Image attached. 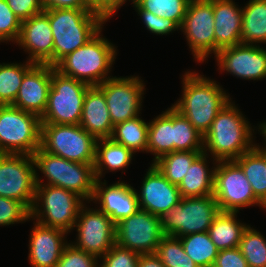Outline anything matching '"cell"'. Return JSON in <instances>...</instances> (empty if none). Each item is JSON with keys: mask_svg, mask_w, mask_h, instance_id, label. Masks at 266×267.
Here are the masks:
<instances>
[{"mask_svg": "<svg viewBox=\"0 0 266 267\" xmlns=\"http://www.w3.org/2000/svg\"><path fill=\"white\" fill-rule=\"evenodd\" d=\"M182 80V97L172 107L204 136L217 113L231 100L230 94L216 81L193 71L185 72Z\"/></svg>", "mask_w": 266, "mask_h": 267, "instance_id": "6da1fadb", "label": "cell"}, {"mask_svg": "<svg viewBox=\"0 0 266 267\" xmlns=\"http://www.w3.org/2000/svg\"><path fill=\"white\" fill-rule=\"evenodd\" d=\"M231 101L217 113L203 137V152H210L213 162L235 160L256 145L252 137L254 129Z\"/></svg>", "mask_w": 266, "mask_h": 267, "instance_id": "7a4b0ae2", "label": "cell"}, {"mask_svg": "<svg viewBox=\"0 0 266 267\" xmlns=\"http://www.w3.org/2000/svg\"><path fill=\"white\" fill-rule=\"evenodd\" d=\"M53 34V67L74 50L82 47L107 20L92 9H47Z\"/></svg>", "mask_w": 266, "mask_h": 267, "instance_id": "3957f363", "label": "cell"}, {"mask_svg": "<svg viewBox=\"0 0 266 267\" xmlns=\"http://www.w3.org/2000/svg\"><path fill=\"white\" fill-rule=\"evenodd\" d=\"M102 30L82 47L64 57L55 69L64 76L90 86H98L111 78L108 74L115 62L117 51L114 44L100 35Z\"/></svg>", "mask_w": 266, "mask_h": 267, "instance_id": "277c9868", "label": "cell"}, {"mask_svg": "<svg viewBox=\"0 0 266 267\" xmlns=\"http://www.w3.org/2000/svg\"><path fill=\"white\" fill-rule=\"evenodd\" d=\"M38 174L36 173L37 186L30 218L41 225L70 233L74 229L80 208L85 204L84 200L69 190L43 184Z\"/></svg>", "mask_w": 266, "mask_h": 267, "instance_id": "5b68a950", "label": "cell"}, {"mask_svg": "<svg viewBox=\"0 0 266 267\" xmlns=\"http://www.w3.org/2000/svg\"><path fill=\"white\" fill-rule=\"evenodd\" d=\"M33 158L36 171L39 169L48 180L45 185L61 187L91 202L97 180L94 164L72 162L45 152L41 147L34 152Z\"/></svg>", "mask_w": 266, "mask_h": 267, "instance_id": "8992f818", "label": "cell"}, {"mask_svg": "<svg viewBox=\"0 0 266 267\" xmlns=\"http://www.w3.org/2000/svg\"><path fill=\"white\" fill-rule=\"evenodd\" d=\"M41 146V118L12 105H0V154L33 156Z\"/></svg>", "mask_w": 266, "mask_h": 267, "instance_id": "52a82bcc", "label": "cell"}, {"mask_svg": "<svg viewBox=\"0 0 266 267\" xmlns=\"http://www.w3.org/2000/svg\"><path fill=\"white\" fill-rule=\"evenodd\" d=\"M90 85L62 75L51 66V88L41 123L79 125Z\"/></svg>", "mask_w": 266, "mask_h": 267, "instance_id": "ba28073f", "label": "cell"}, {"mask_svg": "<svg viewBox=\"0 0 266 267\" xmlns=\"http://www.w3.org/2000/svg\"><path fill=\"white\" fill-rule=\"evenodd\" d=\"M97 139L80 125L41 123V148L66 160L94 164Z\"/></svg>", "mask_w": 266, "mask_h": 267, "instance_id": "9c48e42d", "label": "cell"}, {"mask_svg": "<svg viewBox=\"0 0 266 267\" xmlns=\"http://www.w3.org/2000/svg\"><path fill=\"white\" fill-rule=\"evenodd\" d=\"M219 212L217 201L213 195L182 197L161 217L163 234L179 238L189 234L207 232Z\"/></svg>", "mask_w": 266, "mask_h": 267, "instance_id": "30bf717a", "label": "cell"}, {"mask_svg": "<svg viewBox=\"0 0 266 267\" xmlns=\"http://www.w3.org/2000/svg\"><path fill=\"white\" fill-rule=\"evenodd\" d=\"M213 196L220 211L236 212L249 206L266 207L255 197L242 168L234 161H217Z\"/></svg>", "mask_w": 266, "mask_h": 267, "instance_id": "8fae6325", "label": "cell"}, {"mask_svg": "<svg viewBox=\"0 0 266 267\" xmlns=\"http://www.w3.org/2000/svg\"><path fill=\"white\" fill-rule=\"evenodd\" d=\"M35 160L31 155L0 154V196L31 209L36 191Z\"/></svg>", "mask_w": 266, "mask_h": 267, "instance_id": "7c38bea8", "label": "cell"}, {"mask_svg": "<svg viewBox=\"0 0 266 267\" xmlns=\"http://www.w3.org/2000/svg\"><path fill=\"white\" fill-rule=\"evenodd\" d=\"M164 236L161 217L141 209L115 224V243L138 254L155 253Z\"/></svg>", "mask_w": 266, "mask_h": 267, "instance_id": "4fadbf2b", "label": "cell"}, {"mask_svg": "<svg viewBox=\"0 0 266 267\" xmlns=\"http://www.w3.org/2000/svg\"><path fill=\"white\" fill-rule=\"evenodd\" d=\"M180 30L197 62L215 55L213 0H191Z\"/></svg>", "mask_w": 266, "mask_h": 267, "instance_id": "5bb4252c", "label": "cell"}, {"mask_svg": "<svg viewBox=\"0 0 266 267\" xmlns=\"http://www.w3.org/2000/svg\"><path fill=\"white\" fill-rule=\"evenodd\" d=\"M74 228L77 242L72 244L82 251L101 258L115 243V223L99 209L80 208Z\"/></svg>", "mask_w": 266, "mask_h": 267, "instance_id": "9a60e30c", "label": "cell"}, {"mask_svg": "<svg viewBox=\"0 0 266 267\" xmlns=\"http://www.w3.org/2000/svg\"><path fill=\"white\" fill-rule=\"evenodd\" d=\"M98 87L105 95L113 126L139 116L145 84L138 76H112Z\"/></svg>", "mask_w": 266, "mask_h": 267, "instance_id": "2e32d148", "label": "cell"}, {"mask_svg": "<svg viewBox=\"0 0 266 267\" xmlns=\"http://www.w3.org/2000/svg\"><path fill=\"white\" fill-rule=\"evenodd\" d=\"M257 45L238 44L219 50L214 56L219 70L245 80L266 79V49Z\"/></svg>", "mask_w": 266, "mask_h": 267, "instance_id": "e0dca14e", "label": "cell"}, {"mask_svg": "<svg viewBox=\"0 0 266 267\" xmlns=\"http://www.w3.org/2000/svg\"><path fill=\"white\" fill-rule=\"evenodd\" d=\"M140 189V192L136 191L139 208L160 217L182 198L177 185L171 184L153 164H150Z\"/></svg>", "mask_w": 266, "mask_h": 267, "instance_id": "ac0fdd59", "label": "cell"}, {"mask_svg": "<svg viewBox=\"0 0 266 267\" xmlns=\"http://www.w3.org/2000/svg\"><path fill=\"white\" fill-rule=\"evenodd\" d=\"M17 44L29 54V62L53 66V34L44 12L22 21Z\"/></svg>", "mask_w": 266, "mask_h": 267, "instance_id": "d6986e66", "label": "cell"}, {"mask_svg": "<svg viewBox=\"0 0 266 267\" xmlns=\"http://www.w3.org/2000/svg\"><path fill=\"white\" fill-rule=\"evenodd\" d=\"M106 181L96 180L91 201L100 204L99 210L116 224L121 219L135 214L139 208L136 189L123 181L109 186Z\"/></svg>", "mask_w": 266, "mask_h": 267, "instance_id": "ffe728a7", "label": "cell"}, {"mask_svg": "<svg viewBox=\"0 0 266 267\" xmlns=\"http://www.w3.org/2000/svg\"><path fill=\"white\" fill-rule=\"evenodd\" d=\"M51 88V66L34 64L25 74L12 106L43 116Z\"/></svg>", "mask_w": 266, "mask_h": 267, "instance_id": "44dd1931", "label": "cell"}, {"mask_svg": "<svg viewBox=\"0 0 266 267\" xmlns=\"http://www.w3.org/2000/svg\"><path fill=\"white\" fill-rule=\"evenodd\" d=\"M28 260L32 267H56L68 234L57 228L41 225L37 221L31 231Z\"/></svg>", "mask_w": 266, "mask_h": 267, "instance_id": "7402d4cb", "label": "cell"}, {"mask_svg": "<svg viewBox=\"0 0 266 267\" xmlns=\"http://www.w3.org/2000/svg\"><path fill=\"white\" fill-rule=\"evenodd\" d=\"M241 8L233 0H213L215 55L221 49L241 44Z\"/></svg>", "mask_w": 266, "mask_h": 267, "instance_id": "603a6c76", "label": "cell"}, {"mask_svg": "<svg viewBox=\"0 0 266 267\" xmlns=\"http://www.w3.org/2000/svg\"><path fill=\"white\" fill-rule=\"evenodd\" d=\"M79 125L96 139L110 138L113 124L105 95L98 86H90L85 93Z\"/></svg>", "mask_w": 266, "mask_h": 267, "instance_id": "cb8c5ba5", "label": "cell"}, {"mask_svg": "<svg viewBox=\"0 0 266 267\" xmlns=\"http://www.w3.org/2000/svg\"><path fill=\"white\" fill-rule=\"evenodd\" d=\"M206 158H208V154L202 152L191 164L186 176L177 186L181 197L213 195L214 172L217 162H214L213 165H215L210 169Z\"/></svg>", "mask_w": 266, "mask_h": 267, "instance_id": "d4e9b609", "label": "cell"}, {"mask_svg": "<svg viewBox=\"0 0 266 267\" xmlns=\"http://www.w3.org/2000/svg\"><path fill=\"white\" fill-rule=\"evenodd\" d=\"M234 161L244 171L255 197L266 207V146L256 144Z\"/></svg>", "mask_w": 266, "mask_h": 267, "instance_id": "484cf974", "label": "cell"}, {"mask_svg": "<svg viewBox=\"0 0 266 267\" xmlns=\"http://www.w3.org/2000/svg\"><path fill=\"white\" fill-rule=\"evenodd\" d=\"M133 152L111 138L97 139L94 170L97 180H102L103 171L125 170L133 158Z\"/></svg>", "mask_w": 266, "mask_h": 267, "instance_id": "4316f807", "label": "cell"}, {"mask_svg": "<svg viewBox=\"0 0 266 267\" xmlns=\"http://www.w3.org/2000/svg\"><path fill=\"white\" fill-rule=\"evenodd\" d=\"M248 225L237 220L236 212L220 211L213 219L208 234L220 250L233 249L239 246L243 231Z\"/></svg>", "mask_w": 266, "mask_h": 267, "instance_id": "83f0119b", "label": "cell"}, {"mask_svg": "<svg viewBox=\"0 0 266 267\" xmlns=\"http://www.w3.org/2000/svg\"><path fill=\"white\" fill-rule=\"evenodd\" d=\"M149 122L147 153L154 156L153 162L173 152V107L171 106Z\"/></svg>", "mask_w": 266, "mask_h": 267, "instance_id": "f1b7e54d", "label": "cell"}, {"mask_svg": "<svg viewBox=\"0 0 266 267\" xmlns=\"http://www.w3.org/2000/svg\"><path fill=\"white\" fill-rule=\"evenodd\" d=\"M266 43V0H249L242 8L241 44Z\"/></svg>", "mask_w": 266, "mask_h": 267, "instance_id": "f546056e", "label": "cell"}, {"mask_svg": "<svg viewBox=\"0 0 266 267\" xmlns=\"http://www.w3.org/2000/svg\"><path fill=\"white\" fill-rule=\"evenodd\" d=\"M148 128L149 123L137 116L114 125L110 138L134 154L139 151L147 153Z\"/></svg>", "mask_w": 266, "mask_h": 267, "instance_id": "4dcf8cb0", "label": "cell"}, {"mask_svg": "<svg viewBox=\"0 0 266 267\" xmlns=\"http://www.w3.org/2000/svg\"><path fill=\"white\" fill-rule=\"evenodd\" d=\"M202 152L203 151H173L161 156L152 164L171 184L178 186L184 176H186L193 161Z\"/></svg>", "mask_w": 266, "mask_h": 267, "instance_id": "1f68e13d", "label": "cell"}, {"mask_svg": "<svg viewBox=\"0 0 266 267\" xmlns=\"http://www.w3.org/2000/svg\"><path fill=\"white\" fill-rule=\"evenodd\" d=\"M186 254L199 267H212L219 250L208 232H200L179 237Z\"/></svg>", "mask_w": 266, "mask_h": 267, "instance_id": "d6a6232c", "label": "cell"}, {"mask_svg": "<svg viewBox=\"0 0 266 267\" xmlns=\"http://www.w3.org/2000/svg\"><path fill=\"white\" fill-rule=\"evenodd\" d=\"M34 65L28 60L23 64L0 63V105H12L22 84L24 74Z\"/></svg>", "mask_w": 266, "mask_h": 267, "instance_id": "836d02e7", "label": "cell"}, {"mask_svg": "<svg viewBox=\"0 0 266 267\" xmlns=\"http://www.w3.org/2000/svg\"><path fill=\"white\" fill-rule=\"evenodd\" d=\"M203 135L173 108V151H203Z\"/></svg>", "mask_w": 266, "mask_h": 267, "instance_id": "e575fe53", "label": "cell"}, {"mask_svg": "<svg viewBox=\"0 0 266 267\" xmlns=\"http://www.w3.org/2000/svg\"><path fill=\"white\" fill-rule=\"evenodd\" d=\"M238 248L249 267H266V239L260 232L248 225Z\"/></svg>", "mask_w": 266, "mask_h": 267, "instance_id": "d590c367", "label": "cell"}, {"mask_svg": "<svg viewBox=\"0 0 266 267\" xmlns=\"http://www.w3.org/2000/svg\"><path fill=\"white\" fill-rule=\"evenodd\" d=\"M140 8L158 17L170 19L181 27L191 0H133Z\"/></svg>", "mask_w": 266, "mask_h": 267, "instance_id": "8d00e7d4", "label": "cell"}, {"mask_svg": "<svg viewBox=\"0 0 266 267\" xmlns=\"http://www.w3.org/2000/svg\"><path fill=\"white\" fill-rule=\"evenodd\" d=\"M155 254L165 267H199L184 251L179 238L164 236Z\"/></svg>", "mask_w": 266, "mask_h": 267, "instance_id": "74e56055", "label": "cell"}, {"mask_svg": "<svg viewBox=\"0 0 266 267\" xmlns=\"http://www.w3.org/2000/svg\"><path fill=\"white\" fill-rule=\"evenodd\" d=\"M30 219V210L20 201L0 196V226L23 223Z\"/></svg>", "mask_w": 266, "mask_h": 267, "instance_id": "f35d334b", "label": "cell"}, {"mask_svg": "<svg viewBox=\"0 0 266 267\" xmlns=\"http://www.w3.org/2000/svg\"><path fill=\"white\" fill-rule=\"evenodd\" d=\"M22 22L13 13L6 0H0V42H17Z\"/></svg>", "mask_w": 266, "mask_h": 267, "instance_id": "ab89813d", "label": "cell"}, {"mask_svg": "<svg viewBox=\"0 0 266 267\" xmlns=\"http://www.w3.org/2000/svg\"><path fill=\"white\" fill-rule=\"evenodd\" d=\"M99 259L68 243L63 249L62 255L56 267H99Z\"/></svg>", "mask_w": 266, "mask_h": 267, "instance_id": "60d3db41", "label": "cell"}, {"mask_svg": "<svg viewBox=\"0 0 266 267\" xmlns=\"http://www.w3.org/2000/svg\"><path fill=\"white\" fill-rule=\"evenodd\" d=\"M140 254L115 244L100 258L99 267H138Z\"/></svg>", "mask_w": 266, "mask_h": 267, "instance_id": "b9f144b4", "label": "cell"}, {"mask_svg": "<svg viewBox=\"0 0 266 267\" xmlns=\"http://www.w3.org/2000/svg\"><path fill=\"white\" fill-rule=\"evenodd\" d=\"M132 3L150 33L162 36L170 34V32L172 33L173 31L180 30V27L174 21L158 17L147 10H143L133 0Z\"/></svg>", "mask_w": 266, "mask_h": 267, "instance_id": "7bdbcfd3", "label": "cell"}, {"mask_svg": "<svg viewBox=\"0 0 266 267\" xmlns=\"http://www.w3.org/2000/svg\"><path fill=\"white\" fill-rule=\"evenodd\" d=\"M19 20L25 21L44 11L40 0H6Z\"/></svg>", "mask_w": 266, "mask_h": 267, "instance_id": "ee69618b", "label": "cell"}, {"mask_svg": "<svg viewBox=\"0 0 266 267\" xmlns=\"http://www.w3.org/2000/svg\"><path fill=\"white\" fill-rule=\"evenodd\" d=\"M212 267H249L239 248L220 250Z\"/></svg>", "mask_w": 266, "mask_h": 267, "instance_id": "f6af8a7d", "label": "cell"}, {"mask_svg": "<svg viewBox=\"0 0 266 267\" xmlns=\"http://www.w3.org/2000/svg\"><path fill=\"white\" fill-rule=\"evenodd\" d=\"M125 2L126 0H87L88 6L106 20L110 19Z\"/></svg>", "mask_w": 266, "mask_h": 267, "instance_id": "bcb514c9", "label": "cell"}, {"mask_svg": "<svg viewBox=\"0 0 266 267\" xmlns=\"http://www.w3.org/2000/svg\"><path fill=\"white\" fill-rule=\"evenodd\" d=\"M44 10L47 9H91L87 0H40Z\"/></svg>", "mask_w": 266, "mask_h": 267, "instance_id": "7dc6e473", "label": "cell"}, {"mask_svg": "<svg viewBox=\"0 0 266 267\" xmlns=\"http://www.w3.org/2000/svg\"><path fill=\"white\" fill-rule=\"evenodd\" d=\"M138 267H165L155 253L140 254Z\"/></svg>", "mask_w": 266, "mask_h": 267, "instance_id": "c3c4849f", "label": "cell"}, {"mask_svg": "<svg viewBox=\"0 0 266 267\" xmlns=\"http://www.w3.org/2000/svg\"><path fill=\"white\" fill-rule=\"evenodd\" d=\"M260 129V135L262 134V136L264 137V140L266 141V122L260 123V125L258 126Z\"/></svg>", "mask_w": 266, "mask_h": 267, "instance_id": "681fc988", "label": "cell"}]
</instances>
